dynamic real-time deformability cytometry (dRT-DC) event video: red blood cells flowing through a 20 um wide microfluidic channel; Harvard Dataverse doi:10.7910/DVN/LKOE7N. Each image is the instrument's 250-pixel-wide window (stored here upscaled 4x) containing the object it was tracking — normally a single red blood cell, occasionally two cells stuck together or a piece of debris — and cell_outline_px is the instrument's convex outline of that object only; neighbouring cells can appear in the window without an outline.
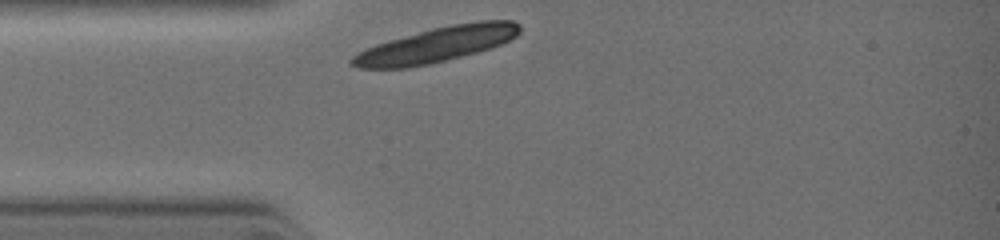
{"species": "common noctule bat (a hibernating species)", "species_latin": "Nyctalus noctula", "temperature_condition": "warm", "stored_images_in_passage": 24, "camera_frame_rate_fps": 3000, "um_per_image_px": 0.085, "animal": {"sex": "female", "body_mass_g": 19.0, "forearm_length_mm": 51.5}, "frame": {"image": 1, "passage_image": 1, "time_ms": 0.0, "image_size_px": [1000, 240], "cell_outline_px": [[520, 32], [516, 36], [492, 48], [432, 64], [408, 68], [356, 68], [348, 64], [348, 60], [356, 52], [376, 44], [388, 40], [432, 28], [452, 24], [476, 20], [512, 20], [520, 24]], "centroid_in_image_um": [37.07, 3.8], "position_along_channel_um": 47.9, "area_um2": 34.68}}